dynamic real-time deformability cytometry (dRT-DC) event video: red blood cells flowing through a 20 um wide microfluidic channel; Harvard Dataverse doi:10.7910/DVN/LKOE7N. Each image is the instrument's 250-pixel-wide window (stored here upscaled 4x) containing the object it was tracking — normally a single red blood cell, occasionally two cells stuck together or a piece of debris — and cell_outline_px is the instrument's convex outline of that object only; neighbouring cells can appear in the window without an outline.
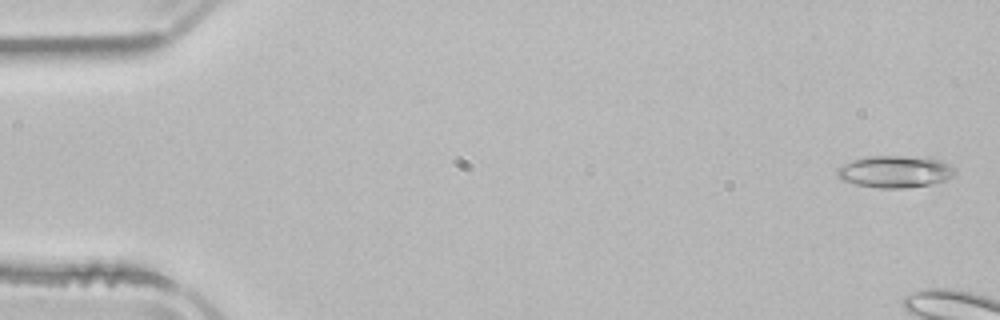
{"species": "common noctule bat (a hibernating species)", "species_latin": "Nyctalus noctula", "temperature_condition": "room temperature", "stored_images_in_passage": 7, "camera_frame_rate_fps": 3000, "um_per_image_px": 0.085, "animal": {"sex": "male", "body_mass_g": 21.5, "forearm_length_mm": 52.0}, "frame": {"image": 1, "passage_image": 2, "time_ms": 0.333, "image_size_px": [1000, 320], "cell_outline_px": [[956, 172], [952, 176], [944, 180], [932, 184], [904, 188], [880, 188], [856, 184], [840, 180], [836, 176], [836, 168], [852, 160], [864, 156], [908, 156], [944, 160], [952, 164], [956, 168]], "centroid_in_image_um": [76.07, 14.58], "position_along_channel_um": 8.9, "area_um2": 22.25}}